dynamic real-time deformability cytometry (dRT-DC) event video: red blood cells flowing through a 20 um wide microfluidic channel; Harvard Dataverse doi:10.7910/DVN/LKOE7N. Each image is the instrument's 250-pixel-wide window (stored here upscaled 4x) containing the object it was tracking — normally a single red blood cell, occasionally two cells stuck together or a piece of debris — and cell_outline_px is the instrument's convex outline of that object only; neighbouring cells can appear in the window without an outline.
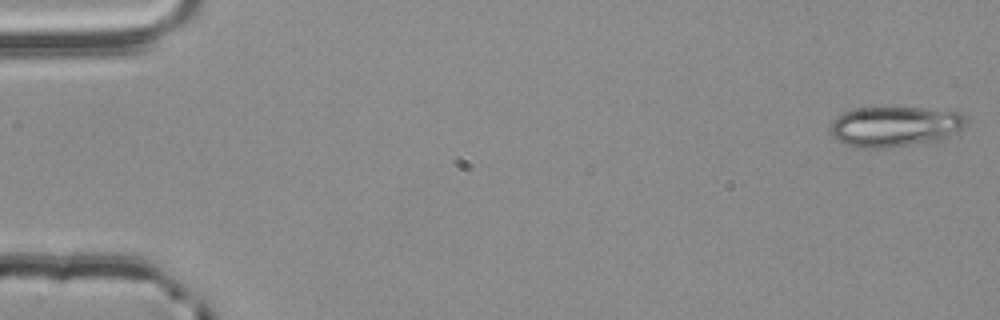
{"species": "common noctule bat (a hibernating species)", "species_latin": "Nyctalus noctula", "temperature_condition": "room temperature", "stored_images_in_passage": 54, "camera_frame_rate_fps": 3000, "um_per_image_px": 0.085, "animal": {"sex": "male", "body_mass_g": 20.4}, "frame": {"image": 1, "passage_image": 1, "time_ms": 0.0, "image_size_px": [1000, 320], "cell_outline_px": [[968, 120], [960, 128], [936, 140], [884, 148], [864, 148], [844, 144], [836, 140], [828, 132], [828, 128], [832, 120], [836, 116], [852, 108], [924, 108], [960, 112], [968, 116]], "centroid_in_image_um": [75.95, 10.73], "position_along_channel_um": 9.0, "area_um2": 31.73}}
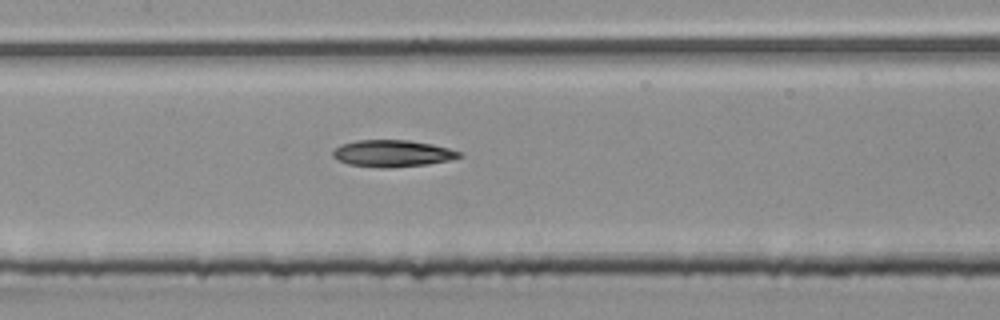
{"frame": {"image": 2, "passage_image": 26, "time_ms": 8.333, "image_size_px": [1000, 320], "cell_outline_px": [[464, 156], [452, 160], [428, 164], [388, 168], [384, 168], [348, 164], [336, 160], [332, 156], [332, 152], [340, 144], [356, 140], [408, 140], [432, 144], [448, 148], [460, 152]], "centroid_in_image_um": [33.35, 13.04], "position_along_channel_um": 174.0, "area_um2": 19.88}}
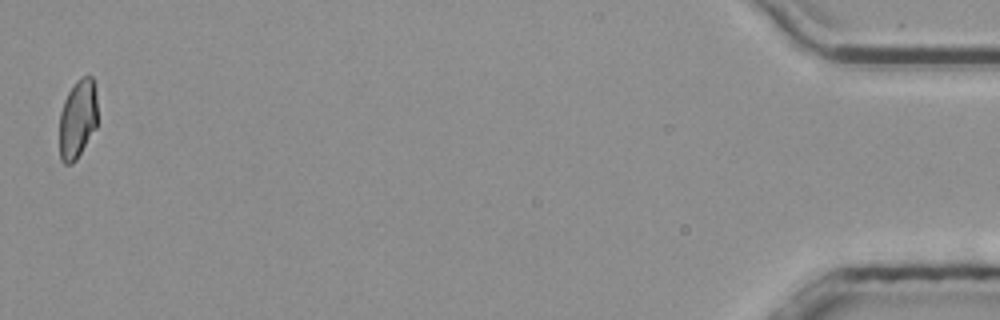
{"frame": {"image": 3, "passage_image": 54, "time_ms": 17.667, "image_size_px": [1000, 320], "cell_outline_px": [[96, 128], [76, 160], [72, 164], [64, 164], [60, 160], [60, 112], [64, 100], [72, 84], [80, 76], [92, 76], [96, 92]], "centroid_in_image_um": [6.59, 10.1], "position_along_channel_um": 428.6, "area_um2": 17.63}, "authors_computed_cell_mechanics": {"area_um2": 19.7098, "velocity_mm_per_s": 3.8647, "shape_relaxation_time_tau1_ms": 6.8847, "shape_relaxation_time_tau2_ms": 8.0297, "deformation_change_tau1": 0.157, "deformation_change_tau2": 0.19}}